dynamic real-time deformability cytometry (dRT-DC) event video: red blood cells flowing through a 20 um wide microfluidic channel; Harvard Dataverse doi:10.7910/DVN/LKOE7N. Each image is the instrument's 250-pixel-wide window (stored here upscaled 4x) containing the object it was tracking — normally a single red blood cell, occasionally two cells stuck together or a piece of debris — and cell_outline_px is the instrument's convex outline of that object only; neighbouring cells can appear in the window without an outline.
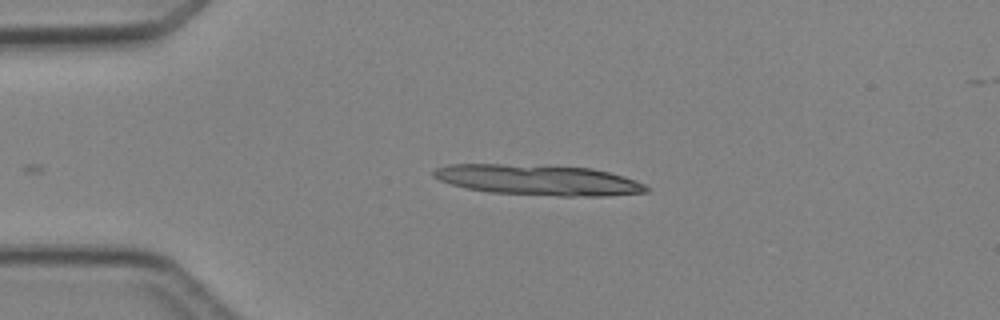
{"species": "Egyptian fruit bat (a non-hibernating species)", "species_latin": "Rousettus aegyptiacus", "temperature_condition": "cold", "stored_images_in_passage": 4, "camera_frame_rate_fps": 3000, "um_per_image_px": 0.085, "animal": {"sex": "female"}, "frame": {"image": 1, "passage_image": 3, "time_ms": 3.333, "image_size_px": [1000, 320], "cell_outline_px": [[648, 192], [604, 196], [560, 196], [488, 192], [468, 188], [452, 184], [440, 180], [432, 176], [432, 168], [448, 164], [500, 164], [592, 168], [624, 176], [636, 180], [644, 184], [648, 188]], "centroid_in_image_um": [45.73, 15.3], "position_along_channel_um": 39.3, "area_um2": 37.69}}